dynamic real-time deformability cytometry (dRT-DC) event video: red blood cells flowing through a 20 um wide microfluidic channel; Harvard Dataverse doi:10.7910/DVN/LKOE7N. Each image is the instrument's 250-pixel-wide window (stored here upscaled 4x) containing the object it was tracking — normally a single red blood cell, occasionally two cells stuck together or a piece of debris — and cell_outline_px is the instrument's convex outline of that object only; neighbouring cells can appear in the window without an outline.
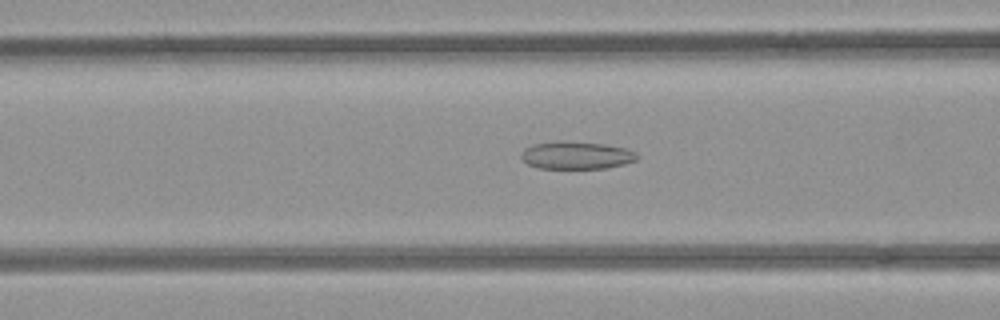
{"species": "common noctule bat (a hibernating species)", "species_latin": "Nyctalus noctula", "temperature_condition": "room temperature", "stored_images_in_passage": 36, "camera_frame_rate_fps": 3000, "um_per_image_px": 0.085, "animal": {"sex": "female", "body_mass_g": 21.9}, "frame": {"image": 1, "passage_image": 4, "time_ms": 1.0, "image_size_px": [1000, 320], "cell_outline_px": [[636, 160], [624, 164], [608, 168], [536, 168], [528, 164], [520, 156], [524, 148], [532, 144], [604, 144], [624, 148], [636, 152]], "centroid_in_image_um": [49.01, 13.25], "position_along_channel_um": 117.6, "area_um2": 17.63}}
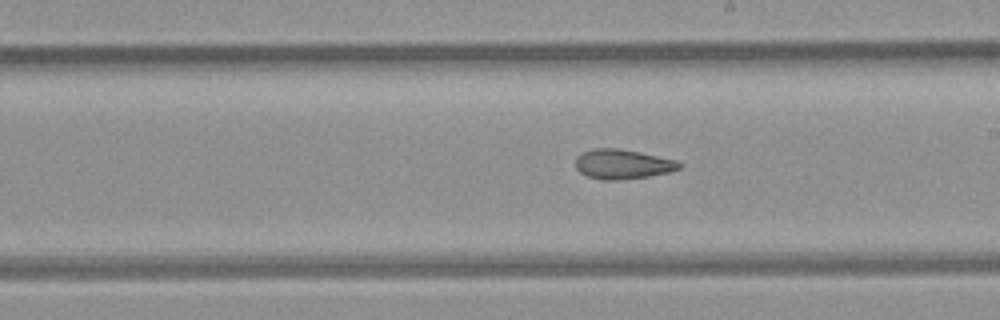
{"frame": {"image": 2, "passage_image": 13, "time_ms": 4.0, "image_size_px": [1000, 320], "cell_outline_px": [[684, 164], [680, 168], [668, 172], [648, 176], [620, 180], [600, 180], [588, 176], [580, 172], [576, 168], [576, 156], [580, 152], [592, 148], [616, 148], [640, 152], [676, 160]], "centroid_in_image_um": [52.89, 13.94], "position_along_channel_um": 236.1, "area_um2": 18.03}}
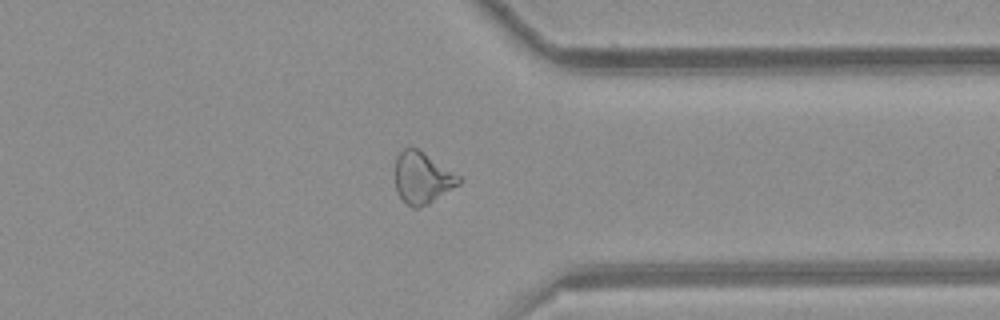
{"frame": {"image": 3, "passage_image": 24, "time_ms": 7.667, "image_size_px": [1000, 320], "cell_outline_px": [[460, 184], [428, 204], [420, 208], [412, 208], [396, 192], [396, 156], [404, 148], [416, 148], [460, 176]], "centroid_in_image_um": [35.88, 15.14], "position_along_channel_um": 375.5, "area_um2": 18.79}}